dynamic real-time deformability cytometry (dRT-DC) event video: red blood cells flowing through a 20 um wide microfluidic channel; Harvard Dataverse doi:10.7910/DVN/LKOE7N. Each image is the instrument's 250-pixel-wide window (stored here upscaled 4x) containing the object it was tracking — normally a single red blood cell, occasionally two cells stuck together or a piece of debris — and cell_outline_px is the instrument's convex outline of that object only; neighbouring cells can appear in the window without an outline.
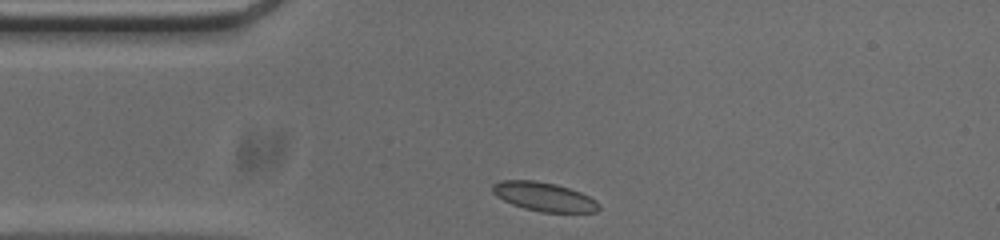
{"species": "common noctule bat (a hibernating species)", "species_latin": "Nyctalus noctula", "temperature_condition": "cold", "stored_images_in_passage": 32, "camera_frame_rate_fps": 3000, "um_per_image_px": 0.085, "animal": {"sex": "male", "body_mass_g": 20.0, "forearm_length_mm": 53.3}, "frame": {"image": 1, "passage_image": 1, "time_ms": 0.0, "image_size_px": [1000, 240], "cell_outline_px": [[600, 208], [596, 212], [540, 212], [524, 208], [512, 204], [496, 196], [492, 192], [492, 184], [500, 180], [532, 180], [556, 184], [580, 192], [596, 200], [600, 204]], "centroid_in_image_um": [46.23, 16.72], "position_along_channel_um": 38.8, "area_um2": 17.92}}
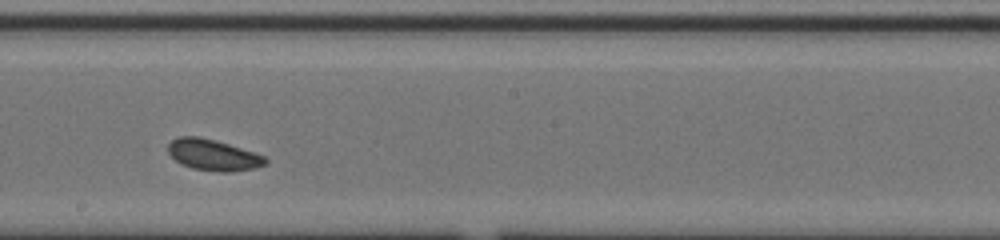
{"frame": {"image": 2, "passage_image": 18, "time_ms": 5.667, "image_size_px": [1000, 240], "cell_outline_px": [[268, 160], [264, 164], [256, 168], [232, 172], [220, 172], [192, 168], [180, 164], [168, 152], [168, 144], [172, 140], [180, 136], [196, 136], [228, 144], [264, 156]], "centroid_in_image_um": [18.1, 13.19], "position_along_channel_um": 230.1, "area_um2": 17.4}}
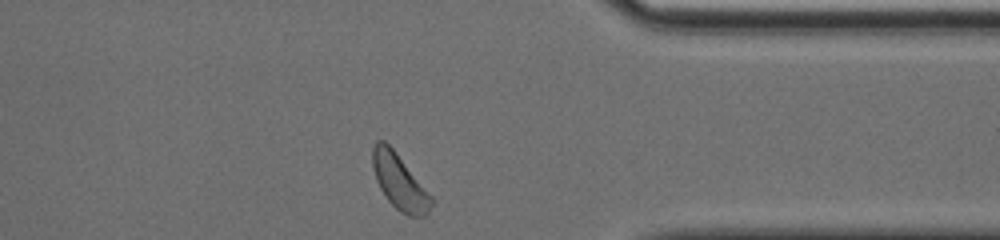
{"frame": {"image": 3, "passage_image": 31, "time_ms": 10.0, "image_size_px": [1000, 240], "cell_outline_px": [[432, 204], [428, 212], [424, 216], [408, 216], [400, 212], [388, 200], [380, 188], [376, 180], [372, 168], [372, 148], [376, 140], [384, 140], [396, 152], [432, 196]], "centroid_in_image_um": [33.93, 15.44], "position_along_channel_um": 377.5, "area_um2": 18.79}}